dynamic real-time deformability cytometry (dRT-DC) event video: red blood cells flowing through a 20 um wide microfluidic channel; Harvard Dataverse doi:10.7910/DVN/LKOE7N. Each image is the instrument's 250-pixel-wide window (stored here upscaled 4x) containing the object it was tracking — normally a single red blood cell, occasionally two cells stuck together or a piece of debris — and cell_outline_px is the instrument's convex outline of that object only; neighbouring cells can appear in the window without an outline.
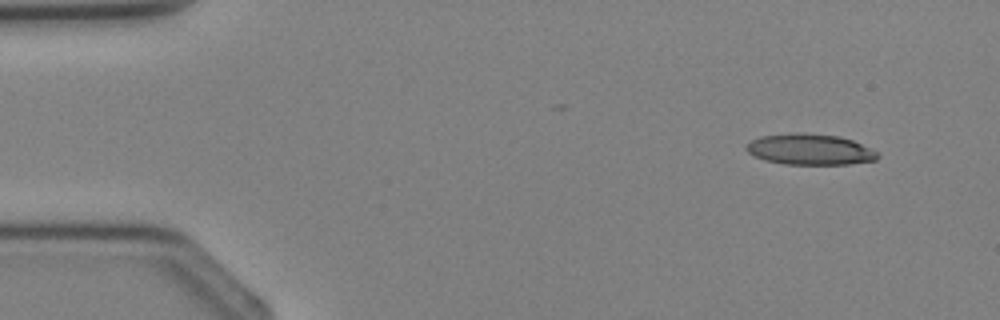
{"species": "Egyptian fruit bat (a non-hibernating species)", "species_latin": "Rousettus aegyptiacus", "temperature_condition": "cold", "stored_images_in_passage": 3, "camera_frame_rate_fps": 3000, "um_per_image_px": 0.085, "animal": {"sex": "female"}, "frame": {"image": 1, "passage_image": 1, "time_ms": 0.0, "image_size_px": [1000, 320], "cell_outline_px": [[880, 156], [876, 160], [848, 164], [784, 164], [764, 160], [748, 152], [744, 148], [744, 144], [760, 136], [796, 132], [800, 132], [840, 136], [852, 140], [876, 152]], "centroid_in_image_um": [68.79, 12.69], "position_along_channel_um": 16.2, "area_um2": 23.64}}
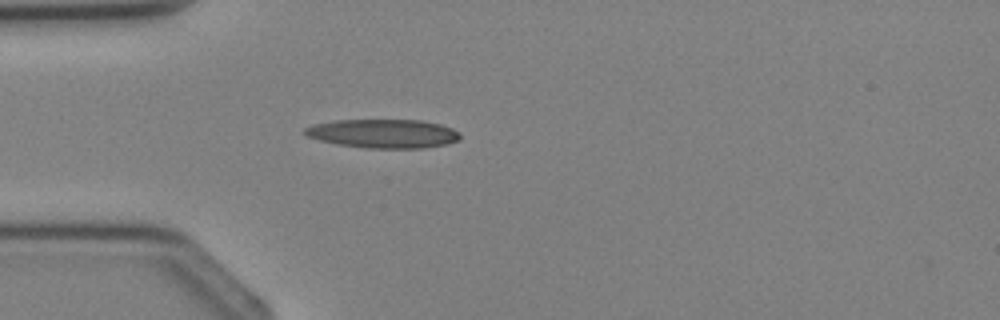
{"frame": {"image": 2, "passage_image": 3, "time_ms": 2.333, "image_size_px": [1000, 320], "cell_outline_px": [[460, 140], [448, 144], [424, 148], [364, 148], [336, 144], [320, 140], [308, 136], [304, 132], [304, 128], [312, 124], [336, 120], [420, 120], [440, 124], [452, 128], [460, 132]], "centroid_in_image_um": [32.6, 11.36], "position_along_channel_um": 52.4, "area_um2": 26.24}}